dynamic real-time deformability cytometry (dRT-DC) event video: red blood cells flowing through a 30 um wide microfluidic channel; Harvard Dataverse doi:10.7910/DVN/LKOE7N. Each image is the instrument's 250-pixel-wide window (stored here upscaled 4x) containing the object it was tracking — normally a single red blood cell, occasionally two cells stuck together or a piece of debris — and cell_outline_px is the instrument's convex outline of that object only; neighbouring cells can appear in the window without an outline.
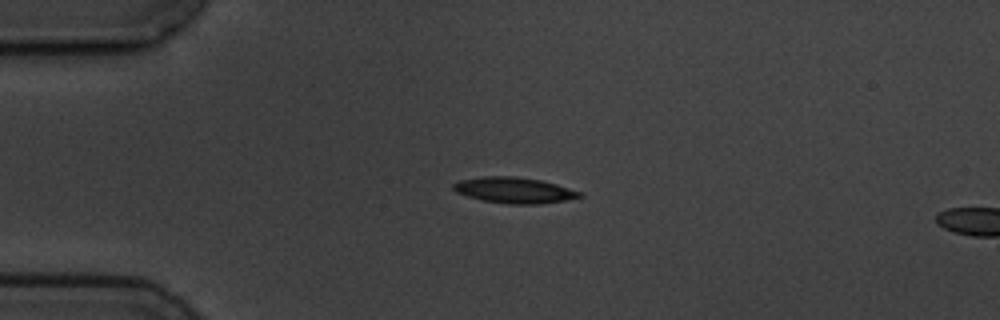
{"species": "common noctule bat (a hibernating species)", "species_latin": "Nyctalus noctula", "temperature_condition": "cold", "stored_images_in_passage": 3, "camera_frame_rate_fps": 3000, "um_per_image_px": 0.085, "animal": {"sex": "male", "body_mass_g": 19.5, "forearm_length_mm": 54.6}, "frame": {"image": 1, "passage_image": 2, "time_ms": 1.0, "image_size_px": [1000, 320], "cell_outline_px": [[584, 196], [564, 200], [540, 204], [508, 204], [484, 200], [468, 196], [456, 192], [452, 188], [452, 184], [460, 180], [484, 176], [516, 176], [540, 180], [556, 184], [580, 192]], "centroid_in_image_um": [43.68, 16.16], "position_along_channel_um": 41.3, "area_um2": 18.84}}